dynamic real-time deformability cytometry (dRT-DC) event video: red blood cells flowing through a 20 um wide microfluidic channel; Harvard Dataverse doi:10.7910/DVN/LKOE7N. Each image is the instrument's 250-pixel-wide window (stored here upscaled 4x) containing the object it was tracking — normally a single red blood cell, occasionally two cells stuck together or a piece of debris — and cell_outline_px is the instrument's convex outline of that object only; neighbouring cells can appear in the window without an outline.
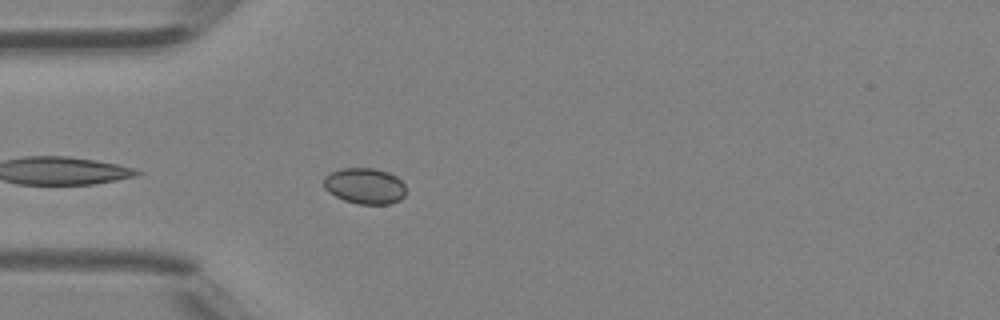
{"species": "Egyptian fruit bat (a non-hibernating species)", "species_latin": "Rousettus aegyptiacus", "temperature_condition": "room temperature", "stored_images_in_passage": 4, "camera_frame_rate_fps": 3000, "um_per_image_px": 0.085, "animal": {"sex": "female"}, "frame": {"image": 1, "passage_image": 4, "time_ms": 1.0, "image_size_px": [1000, 320], "cell_outline_px": [[404, 196], [400, 200], [388, 204], [360, 204], [344, 200], [328, 192], [324, 188], [324, 176], [340, 168], [376, 168], [388, 172], [396, 176], [404, 184]], "centroid_in_image_um": [31.0, 15.79], "position_along_channel_um": 54.0, "area_um2": 17.22}}